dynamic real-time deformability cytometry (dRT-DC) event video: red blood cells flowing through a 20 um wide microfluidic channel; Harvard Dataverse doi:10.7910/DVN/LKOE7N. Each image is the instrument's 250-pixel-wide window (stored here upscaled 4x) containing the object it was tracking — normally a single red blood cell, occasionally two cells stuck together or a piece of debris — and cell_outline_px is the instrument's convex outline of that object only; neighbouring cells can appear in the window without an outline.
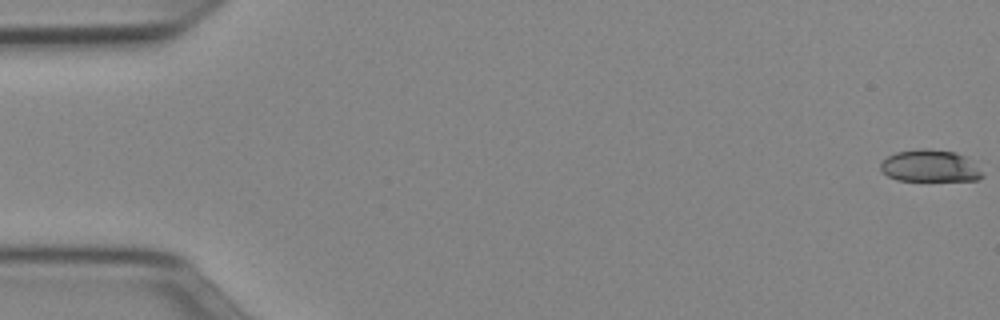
{"species": "Egyptian fruit bat (a non-hibernating species)", "species_latin": "Rousettus aegyptiacus", "temperature_condition": "cold", "stored_images_in_passage": 16, "camera_frame_rate_fps": 3000, "um_per_image_px": 0.085, "animal": {"sex": "female"}, "frame": {"image": 1, "passage_image": 1, "time_ms": 0.0, "image_size_px": [1000, 320], "cell_outline_px": [[984, 176], [976, 180], [896, 180], [888, 176], [880, 168], [880, 160], [896, 152], [924, 148], [928, 148], [956, 152], [964, 156]], "centroid_in_image_um": [78.97, 14.1], "position_along_channel_um": 6.0, "area_um2": 18.67}}
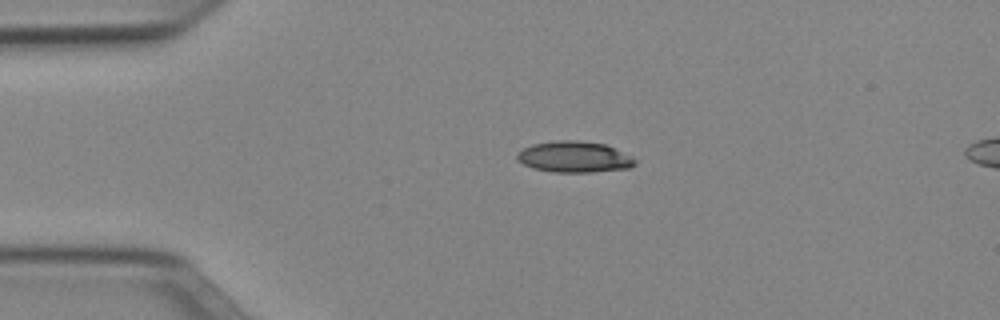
{"frame": {"image": 2, "passage_image": 12, "time_ms": 3.667, "image_size_px": [1000, 320], "cell_outline_px": [[636, 164], [628, 168], [592, 172], [552, 172], [532, 168], [516, 160], [516, 152], [532, 144], [556, 140], [576, 140], [604, 144], [632, 156], [636, 160]], "centroid_in_image_um": [48.77, 13.34], "position_along_channel_um": 36.2, "area_um2": 21.44}}